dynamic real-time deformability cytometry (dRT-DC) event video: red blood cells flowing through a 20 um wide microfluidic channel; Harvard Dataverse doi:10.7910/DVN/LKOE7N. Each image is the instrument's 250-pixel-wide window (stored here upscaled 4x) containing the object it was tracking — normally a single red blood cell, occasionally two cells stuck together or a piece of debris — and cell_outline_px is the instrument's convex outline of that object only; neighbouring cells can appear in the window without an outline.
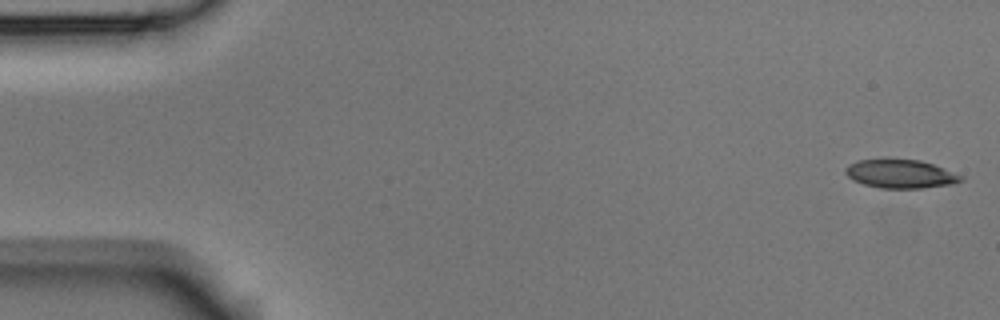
{"species": "Egyptian fruit bat (a non-hibernating species)", "species_latin": "Rousettus aegyptiacus", "temperature_condition": "room temperature", "stored_images_in_passage": 15, "camera_frame_rate_fps": 3000, "um_per_image_px": 0.085, "animal": {"sex": "male"}, "frame": {"image": 1, "passage_image": 1, "time_ms": 0.0, "image_size_px": [1000, 320], "cell_outline_px": [[964, 180], [952, 184], [920, 188], [880, 188], [864, 184], [852, 180], [844, 172], [844, 168], [848, 164], [856, 160], [888, 156], [920, 160], [932, 164], [964, 176]], "centroid_in_image_um": [76.47, 14.73], "position_along_channel_um": 8.5, "area_um2": 20.0}}
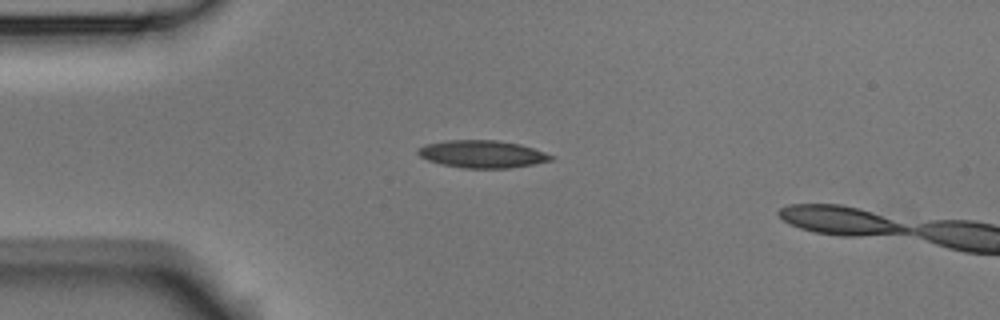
{"frame": {"image": 2, "passage_image": 13, "time_ms": 4.0, "image_size_px": [1000, 320], "cell_outline_px": [[556, 156], [552, 160], [532, 164], [508, 168], [464, 168], [440, 164], [428, 160], [420, 156], [416, 152], [416, 148], [424, 144], [444, 140], [496, 140], [520, 144]], "centroid_in_image_um": [40.94, 13.09], "position_along_channel_um": 44.1, "area_um2": 21.39}}